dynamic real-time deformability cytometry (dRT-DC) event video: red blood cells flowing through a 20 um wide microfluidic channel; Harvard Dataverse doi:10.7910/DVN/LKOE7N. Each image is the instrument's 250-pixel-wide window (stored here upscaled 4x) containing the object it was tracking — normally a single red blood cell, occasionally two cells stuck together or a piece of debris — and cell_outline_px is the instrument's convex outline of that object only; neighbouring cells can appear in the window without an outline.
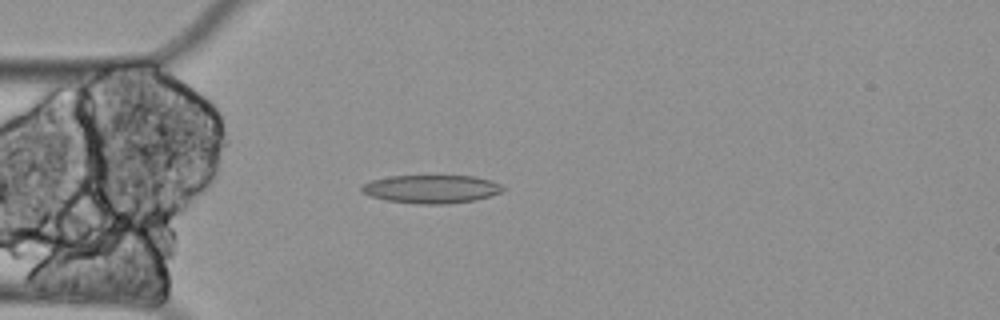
{"species": "Egyptian fruit bat (a non-hibernating species)", "species_latin": "Rousettus aegyptiacus", "temperature_condition": "cold", "stored_images_in_passage": 60, "camera_frame_rate_fps": 3000, "um_per_image_px": 0.085, "animal": {"sex": "female"}, "frame": {"image": 1, "passage_image": 16, "time_ms": 5.0, "image_size_px": [1000, 320], "cell_outline_px": [[504, 188], [500, 192], [476, 200], [444, 204], [420, 204], [384, 200], [360, 192], [360, 184], [368, 180], [388, 176], [476, 176], [492, 180], [500, 184]], "centroid_in_image_um": [36.6, 16.06], "position_along_channel_um": 48.4, "area_um2": 23.47}}
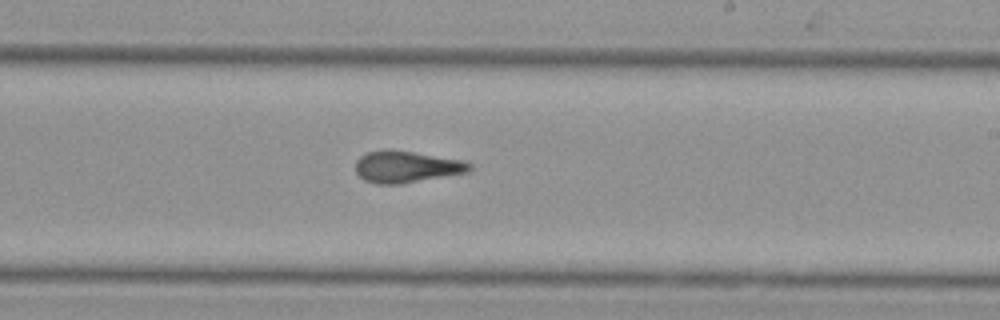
{"frame": {"image": 2, "passage_image": 35, "time_ms": 11.333, "image_size_px": [1000, 320], "cell_outline_px": [[472, 168], [468, 172], [400, 184], [376, 184], [364, 180], [356, 172], [356, 160], [360, 156], [368, 152], [384, 148], [388, 148], [464, 160], [472, 164]], "centroid_in_image_um": [34.53, 14.16], "position_along_channel_um": 254.5, "area_um2": 21.21}}
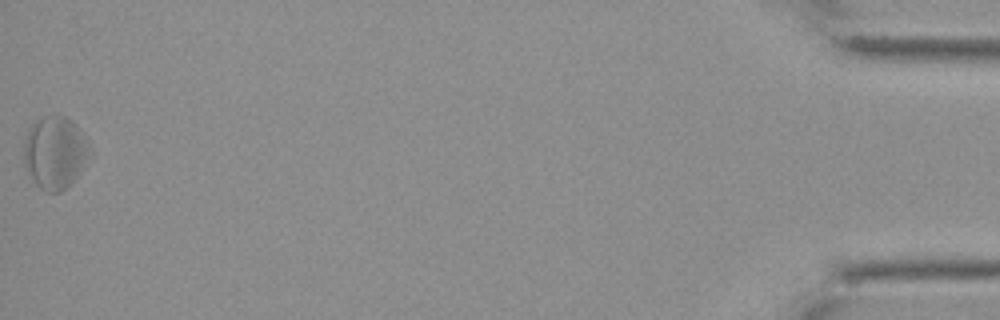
{"frame": {"image": 3, "passage_image": 60, "time_ms": 19.667, "image_size_px": [1000, 320], "cell_outline_px": [[84, 156], [72, 180], [60, 192], [48, 192], [40, 188], [36, 184], [24, 164], [24, 140], [28, 128], [40, 116], [64, 116], [72, 120], [80, 132], [84, 148]], "centroid_in_image_um": [4.51, 12.93], "position_along_channel_um": 430.7, "area_um2": 26.07}, "authors_computed_cell_mechanics": {"area_um2": 22.0507, "velocity_mm_per_s": 3.2672, "shape_relaxation_time_tau1_ms": null, "shape_relaxation_time_tau2_ms": 3.441, "deformation_change_tau1": null, "deformation_change_tau2": 0.1029}}